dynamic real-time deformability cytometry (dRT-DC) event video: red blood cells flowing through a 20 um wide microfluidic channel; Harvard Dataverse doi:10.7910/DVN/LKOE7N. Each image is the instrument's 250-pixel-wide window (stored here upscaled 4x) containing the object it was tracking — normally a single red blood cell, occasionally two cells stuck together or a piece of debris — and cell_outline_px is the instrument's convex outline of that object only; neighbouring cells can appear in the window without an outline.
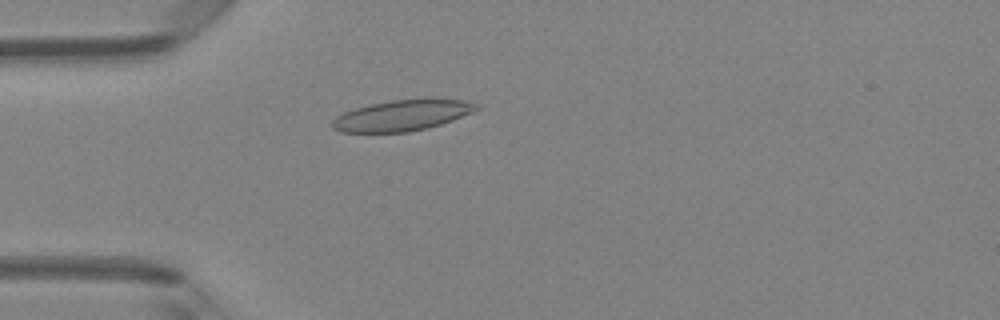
{"species": "Egyptian fruit bat (a non-hibernating species)", "species_latin": "Rousettus aegyptiacus", "temperature_condition": "room temperature", "stored_images_in_passage": 3, "camera_frame_rate_fps": 3000, "um_per_image_px": 0.085, "animal": {"sex": "female"}, "frame": {"image": 1, "passage_image": 3, "time_ms": 0.667, "image_size_px": [1000, 320], "cell_outline_px": [[480, 108], [472, 112], [452, 120], [428, 128], [408, 132], [340, 132], [332, 128], [332, 120], [336, 116], [344, 112], [356, 108], [372, 104], [392, 100], [460, 100], [480, 104]], "centroid_in_image_um": [34.15, 9.83], "position_along_channel_um": 50.9, "area_um2": 25.37}}